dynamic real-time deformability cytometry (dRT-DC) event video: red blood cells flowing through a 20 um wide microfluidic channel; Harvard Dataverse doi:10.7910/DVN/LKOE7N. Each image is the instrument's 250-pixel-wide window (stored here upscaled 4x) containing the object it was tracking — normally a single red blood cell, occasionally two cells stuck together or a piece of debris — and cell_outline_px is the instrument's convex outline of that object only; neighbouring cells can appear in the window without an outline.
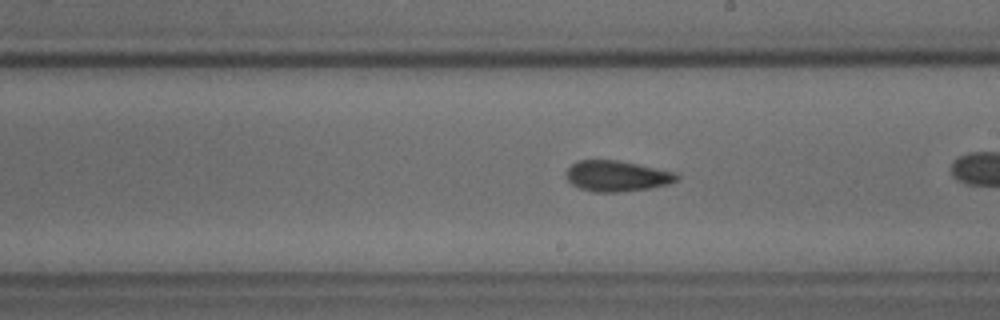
{"species": "common noctule bat (a hibernating species)", "species_latin": "Nyctalus noctula", "temperature_condition": "cold", "stored_images_in_passage": 24, "camera_frame_rate_fps": 3000, "um_per_image_px": 0.085, "animal": {"sex": "male", "body_mass_g": 18.8}, "frame": {"image": 1, "passage_image": 14, "time_ms": 4.333, "image_size_px": [1000, 320], "cell_outline_px": [[680, 176], [676, 180], [668, 184], [648, 188], [620, 192], [592, 192], [580, 188], [572, 184], [564, 176], [564, 172], [576, 160], [616, 160], [676, 172]], "centroid_in_image_um": [52.38, 14.96], "position_along_channel_um": 236.6, "area_um2": 19.83}}
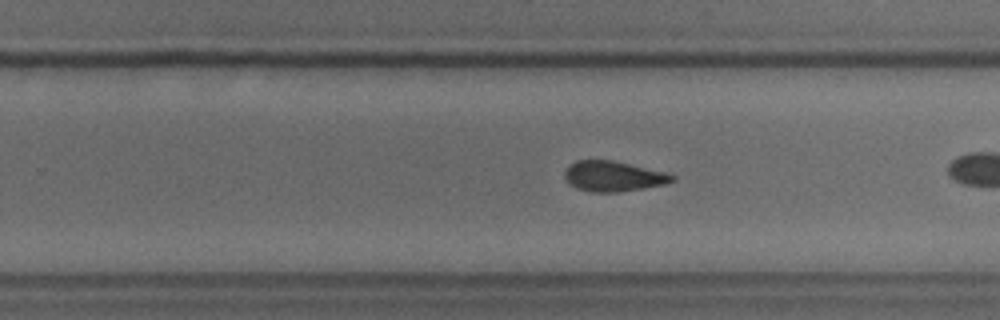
{"frame": {"image": 2, "passage_image": 17, "time_ms": 5.333, "image_size_px": [1000, 320], "cell_outline_px": [[676, 180], [664, 184], [616, 192], [592, 192], [576, 188], [568, 184], [564, 176], [564, 172], [568, 164], [576, 160], [612, 160], [664, 172], [676, 176]], "centroid_in_image_um": [52.07, 14.97], "position_along_channel_um": 277.7, "area_um2": 18.9}}